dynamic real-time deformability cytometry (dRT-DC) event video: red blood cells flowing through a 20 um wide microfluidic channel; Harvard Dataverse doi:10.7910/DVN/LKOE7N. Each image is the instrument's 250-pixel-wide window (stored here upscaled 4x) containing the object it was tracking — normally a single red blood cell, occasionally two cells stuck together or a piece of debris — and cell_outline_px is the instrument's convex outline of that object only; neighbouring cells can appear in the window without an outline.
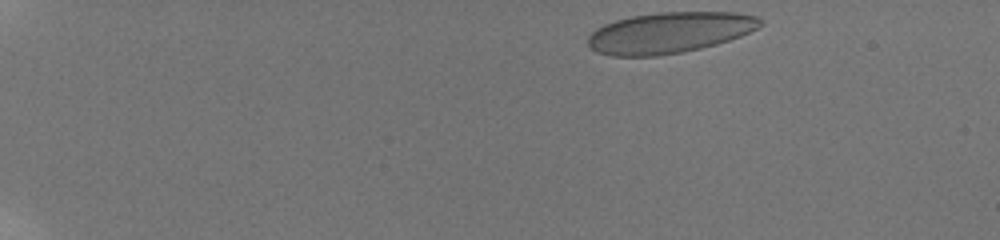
{"species": "human", "species_latin": "Homo sapiens", "temperature_condition": "room temperature", "stored_images_in_passage": 6, "camera_frame_rate_fps": 3000, "um_per_image_px": 0.085, "donor": {"sex": "male"}, "frame": {"image": 1, "passage_image": 1, "time_ms": 0.0, "image_size_px": [1000, 240], "cell_outline_px": [[764, 24], [740, 36], [716, 44], [700, 48], [680, 52], [656, 56], [612, 56], [596, 52], [588, 44], [588, 36], [596, 28], [604, 24], [616, 20], [632, 16], [660, 12], [736, 12], [756, 16], [764, 20]], "centroid_in_image_um": [56.9, 2.77], "position_along_channel_um": 28.1, "area_um2": 41.04}}
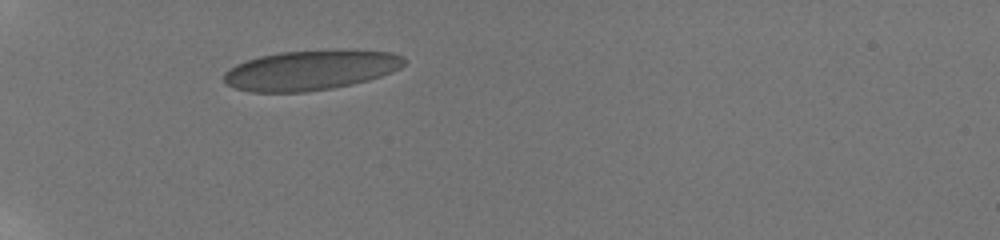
{"frame": {"image": 2, "passage_image": 5, "time_ms": 3.667, "image_size_px": [1000, 240], "cell_outline_px": [[408, 60], [400, 68], [392, 72], [368, 80], [352, 84], [332, 88], [308, 92], [252, 92], [236, 88], [228, 84], [224, 80], [224, 72], [236, 64], [244, 60], [260, 56], [280, 52], [392, 52], [404, 56]], "centroid_in_image_um": [26.37, 6.0], "position_along_channel_um": 58.6, "area_um2": 40.98}}